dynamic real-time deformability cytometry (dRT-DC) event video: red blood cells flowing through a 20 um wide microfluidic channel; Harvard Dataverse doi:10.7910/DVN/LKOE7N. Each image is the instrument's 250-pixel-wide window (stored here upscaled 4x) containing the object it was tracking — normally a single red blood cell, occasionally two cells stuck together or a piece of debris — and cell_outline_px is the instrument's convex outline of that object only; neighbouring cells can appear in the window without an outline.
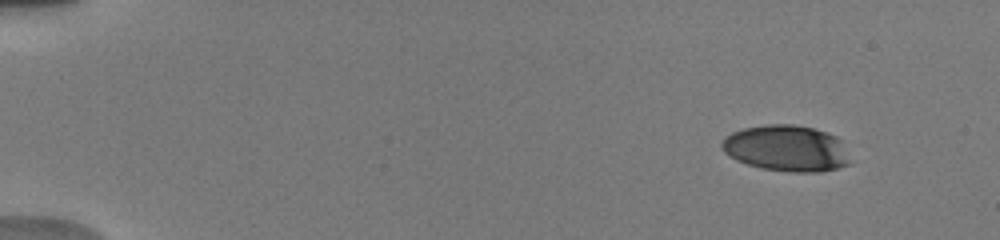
{"species": "human", "species_latin": "Homo sapiens", "temperature_condition": "warm", "stored_images_in_passage": 7, "camera_frame_rate_fps": 3000, "um_per_image_px": 0.085, "donor": {"sex": "male"}, "frame": {"image": 1, "passage_image": 2, "time_ms": 1.0, "image_size_px": [1000, 240], "cell_outline_px": [[848, 164], [836, 168], [820, 172], [792, 172], [760, 168], [736, 160], [724, 152], [720, 144], [724, 136], [732, 132], [744, 128], [764, 124], [796, 124], [812, 128], [836, 136], [840, 140]], "centroid_in_image_um": [66.76, 12.59], "position_along_channel_um": 18.2, "area_um2": 34.22}}
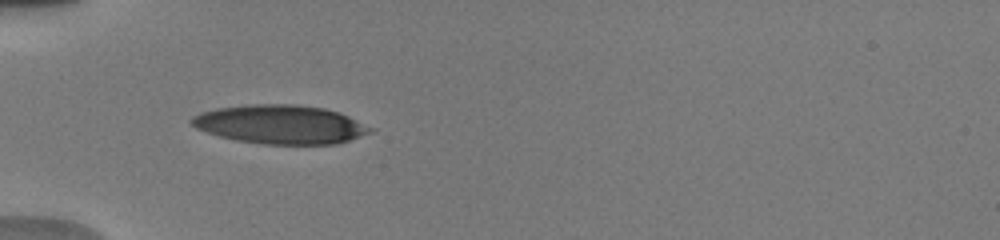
{"frame": {"image": 2, "passage_image": 6, "time_ms": 5.333, "image_size_px": [1000, 240], "cell_outline_px": [[376, 128], [372, 132], [336, 144], [264, 144], [236, 140], [220, 136], [196, 128], [188, 120], [192, 116], [200, 112], [216, 108], [252, 104], [296, 104], [324, 108], [340, 112]], "centroid_in_image_um": [23.85, 10.57], "position_along_channel_um": 61.1, "area_um2": 40.58}}
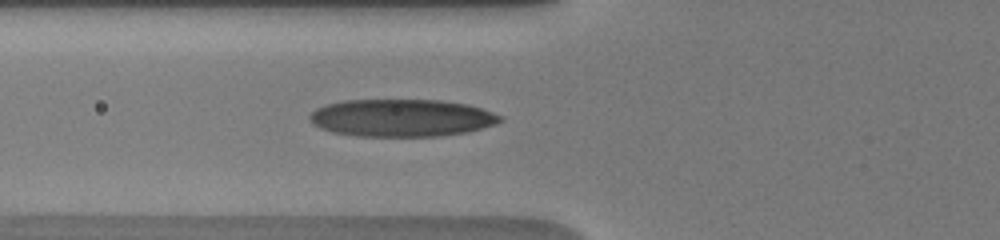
{"frame": {"image": 3, "passage_image": 7, "time_ms": 6.333, "image_size_px": [1000, 240], "cell_outline_px": [[504, 120], [496, 124], [464, 132], [440, 136], [356, 136], [332, 132], [320, 128], [312, 124], [308, 116], [316, 108], [328, 104], [344, 100], [440, 100], [468, 104], [504, 116]], "centroid_in_image_um": [34.13, 10.02], "position_along_channel_um": 91.7, "area_um2": 41.62}}